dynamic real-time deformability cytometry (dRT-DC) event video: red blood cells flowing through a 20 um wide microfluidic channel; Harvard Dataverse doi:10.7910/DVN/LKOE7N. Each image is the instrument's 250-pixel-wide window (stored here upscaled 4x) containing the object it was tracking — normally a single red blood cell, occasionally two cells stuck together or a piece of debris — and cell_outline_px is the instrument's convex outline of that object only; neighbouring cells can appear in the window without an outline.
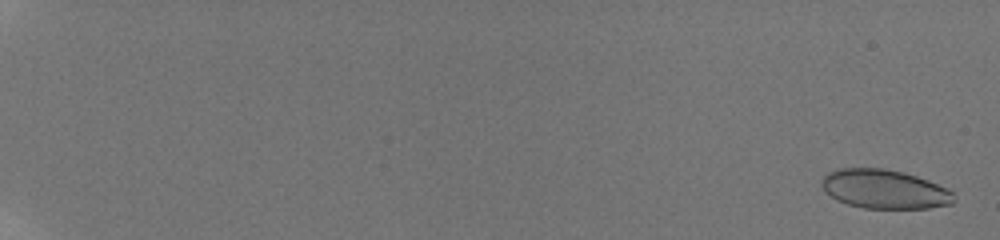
{"species": "human", "species_latin": "Homo sapiens", "temperature_condition": "room temperature", "stored_images_in_passage": 14, "camera_frame_rate_fps": 3000, "um_per_image_px": 0.085, "donor": {"sex": "male"}, "frame": {"image": 1, "passage_image": 1, "time_ms": 0.0, "image_size_px": [1000, 240], "cell_outline_px": [[956, 200], [952, 204], [928, 208], [864, 208], [848, 204], [836, 200], [824, 192], [820, 184], [820, 180], [828, 172], [840, 168], [884, 168], [904, 172], [928, 180], [952, 192]], "centroid_in_image_um": [75.13, 16.07], "position_along_channel_um": 9.9, "area_um2": 30.17}}
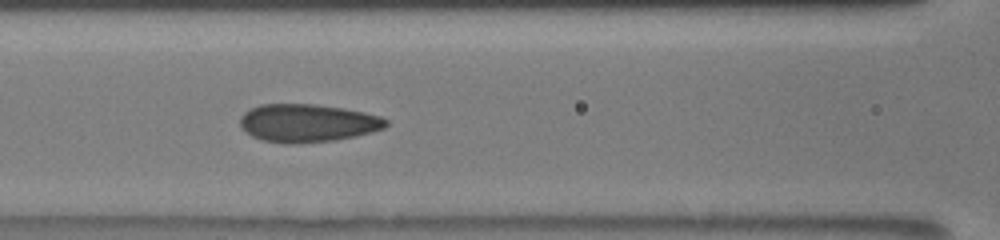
{"frame": {"image": 2, "passage_image": 13, "time_ms": 4.0, "image_size_px": [1000, 240], "cell_outline_px": [[388, 124], [384, 128], [372, 132], [356, 136], [336, 140], [292, 144], [284, 144], [264, 140], [252, 136], [240, 128], [240, 116], [244, 112], [260, 104], [312, 104], [344, 108], [364, 112], [380, 116], [388, 120]], "centroid_in_image_um": [26.13, 10.46], "position_along_channel_um": 140.5, "area_um2": 32.48}}
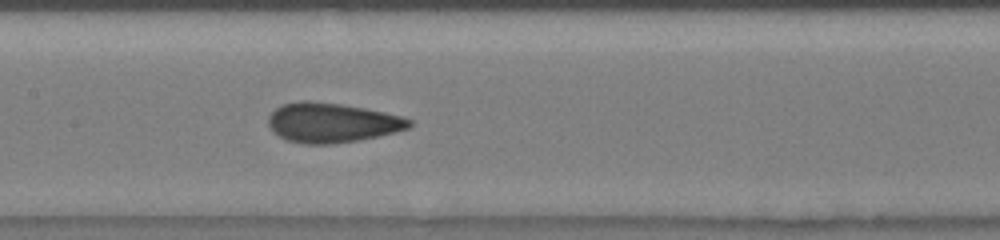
{"frame": {"image": 3, "passage_image": 14, "time_ms": 4.333, "image_size_px": [1000, 240], "cell_outline_px": [[412, 124], [408, 128], [396, 132], [380, 136], [332, 144], [304, 144], [288, 140], [272, 132], [268, 124], [268, 116], [276, 108], [284, 104], [300, 100], [308, 100], [340, 104], [364, 108], [384, 112], [400, 116], [412, 120]], "centroid_in_image_um": [28.2, 10.43], "position_along_channel_um": 179.2, "area_um2": 32.48}}